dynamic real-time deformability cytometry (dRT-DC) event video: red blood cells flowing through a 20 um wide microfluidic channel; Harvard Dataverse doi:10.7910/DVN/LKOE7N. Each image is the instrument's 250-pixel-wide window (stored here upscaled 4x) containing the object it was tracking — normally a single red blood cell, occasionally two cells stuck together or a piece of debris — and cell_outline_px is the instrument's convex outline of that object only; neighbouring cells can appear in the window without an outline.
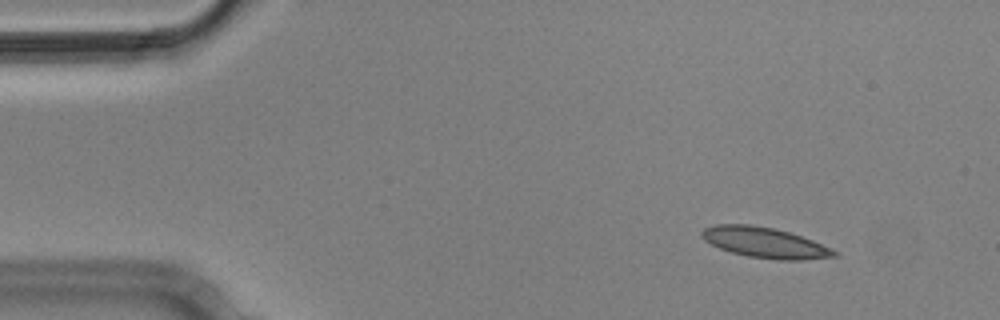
{"species": "Egyptian fruit bat (a non-hibernating species)", "species_latin": "Rousettus aegyptiacus", "temperature_condition": "cold", "stored_images_in_passage": 9, "camera_frame_rate_fps": 3000, "um_per_image_px": 0.085, "animal": {"sex": "male"}, "frame": {"image": 1, "passage_image": 1, "time_ms": 0.0, "image_size_px": [1000, 320], "cell_outline_px": [[836, 256], [804, 260], [776, 260], [748, 256], [732, 252], [720, 248], [704, 240], [700, 236], [700, 232], [704, 228], [716, 224], [748, 224], [772, 228], [788, 232], [812, 240], [832, 248], [836, 252]], "centroid_in_image_um": [64.98, 20.62], "position_along_channel_um": 20.0, "area_um2": 23.35}}
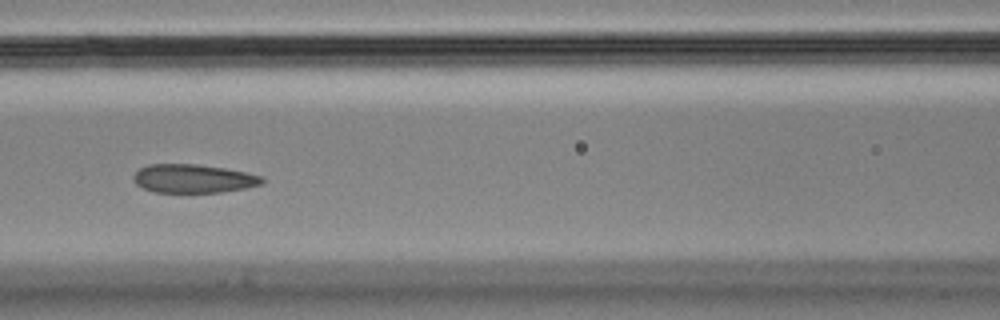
{"frame": {"image": 2, "passage_image": 6, "time_ms": 1.667, "image_size_px": [1000, 320], "cell_outline_px": [[264, 180], [260, 184], [244, 188], [220, 192], [156, 192], [144, 188], [136, 184], [132, 176], [140, 168], [148, 164], [196, 164], [224, 168], [244, 172], [260, 176]], "centroid_in_image_um": [16.38, 15.17], "position_along_channel_um": 150.2, "area_um2": 21.1}}
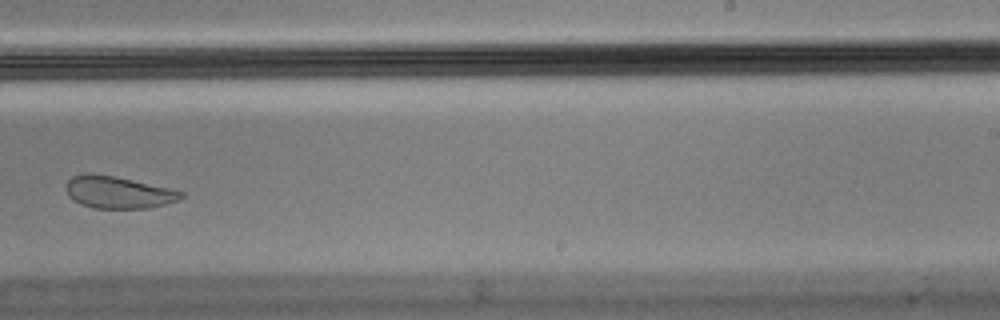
{"frame": {"image": 3, "passage_image": 9, "time_ms": 2.667, "image_size_px": [1000, 320], "cell_outline_px": [[184, 196], [180, 200], [148, 208], [96, 208], [80, 204], [72, 200], [68, 196], [64, 188], [68, 180], [72, 176], [88, 172], [112, 176], [172, 188], [184, 192]], "centroid_in_image_um": [10.02, 16.34], "position_along_channel_um": 279.0, "area_um2": 21.68}}